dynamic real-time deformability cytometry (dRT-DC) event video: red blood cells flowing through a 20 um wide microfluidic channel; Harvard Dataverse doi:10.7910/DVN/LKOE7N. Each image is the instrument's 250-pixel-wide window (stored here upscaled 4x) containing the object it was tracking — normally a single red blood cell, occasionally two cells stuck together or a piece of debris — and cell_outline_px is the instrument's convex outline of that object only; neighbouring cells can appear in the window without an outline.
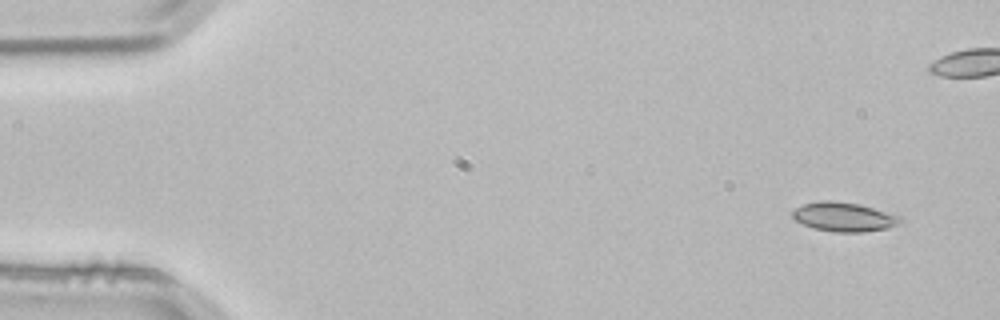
{"species": "common noctule bat (a hibernating species)", "species_latin": "Nyctalus noctula", "temperature_condition": "room temperature", "stored_images_in_passage": 4, "camera_frame_rate_fps": 3000, "um_per_image_px": 0.085, "animal": {"sex": "male", "body_mass_g": 21.5, "forearm_length_mm": 52.0}, "frame": {"image": 1, "passage_image": 1, "time_ms": 0.0, "image_size_px": [1000, 320], "cell_outline_px": [[904, 220], [888, 228], [864, 232], [836, 232], [812, 228], [796, 220], [792, 216], [792, 208], [804, 204], [820, 200], [828, 200], [860, 204], [900, 216]], "centroid_in_image_um": [71.71, 18.43], "position_along_channel_um": 13.3, "area_um2": 18.32}}